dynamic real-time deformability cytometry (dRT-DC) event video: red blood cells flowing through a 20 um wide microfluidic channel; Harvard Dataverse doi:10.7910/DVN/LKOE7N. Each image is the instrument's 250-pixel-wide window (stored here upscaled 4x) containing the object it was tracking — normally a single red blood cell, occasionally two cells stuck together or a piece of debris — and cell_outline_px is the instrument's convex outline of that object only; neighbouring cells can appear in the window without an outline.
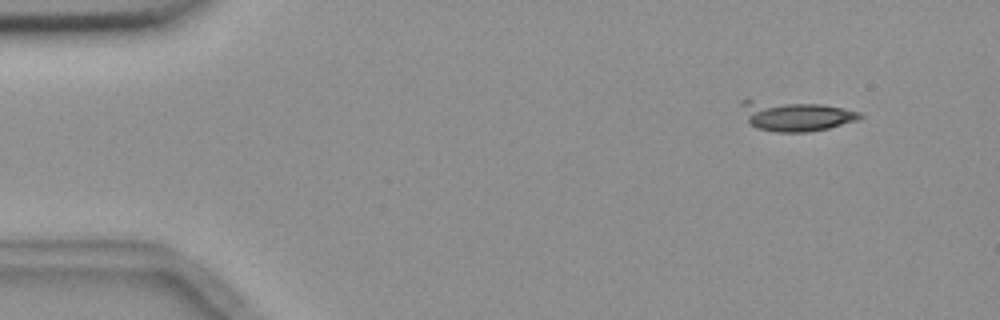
{"species": "common noctule bat (a hibernating species)", "species_latin": "Nyctalus noctula", "temperature_condition": "room temperature", "stored_images_in_passage": 5, "camera_frame_rate_fps": 3000, "um_per_image_px": 0.085, "animal": {"sex": "female", "body_mass_g": 18.4}, "frame": {"image": 1, "passage_image": 1, "time_ms": 0.0, "image_size_px": [1000, 320], "cell_outline_px": [[864, 116], [860, 120], [828, 128], [808, 132], [776, 132], [756, 128], [748, 124], [740, 104], [740, 100], [752, 100], [820, 104], [844, 108], [860, 112]], "centroid_in_image_um": [67.63, 9.86], "position_along_channel_um": 17.4, "area_um2": 20.87}}
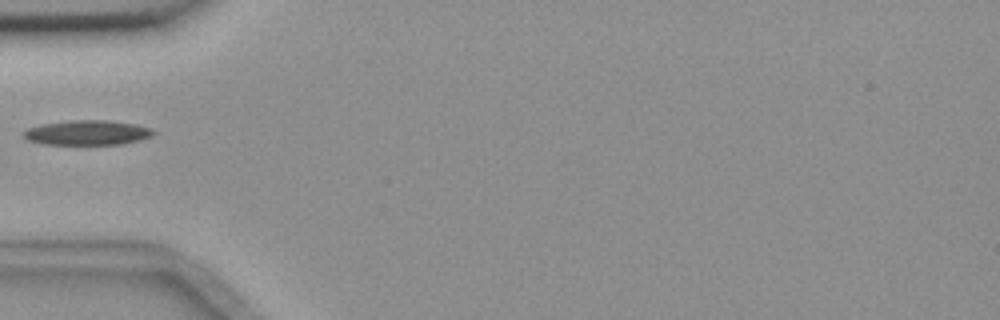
{"frame": {"image": 2, "passage_image": 4, "time_ms": 4.333, "image_size_px": [1000, 320], "cell_outline_px": [[156, 132], [152, 136], [140, 140], [120, 144], [44, 144], [28, 140], [20, 136], [20, 132], [28, 128], [40, 124], [72, 120], [108, 120], [136, 124], [152, 128]], "centroid_in_image_um": [7.39, 11.27], "position_along_channel_um": 77.6, "area_um2": 18.96}}